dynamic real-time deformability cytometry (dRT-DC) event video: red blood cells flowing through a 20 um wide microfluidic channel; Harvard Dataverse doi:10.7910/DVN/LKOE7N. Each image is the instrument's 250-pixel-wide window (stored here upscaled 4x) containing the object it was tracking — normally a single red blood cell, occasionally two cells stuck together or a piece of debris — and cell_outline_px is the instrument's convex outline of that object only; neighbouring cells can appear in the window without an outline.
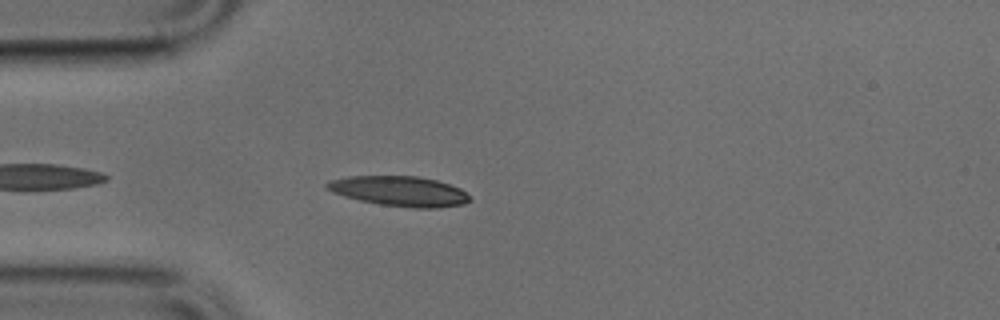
{"species": "common noctule bat (a hibernating species)", "species_latin": "Nyctalus noctula", "temperature_condition": "cold", "stored_images_in_passage": 27, "camera_frame_rate_fps": 3000, "um_per_image_px": 0.085, "animal": {"sex": "male", "body_mass_g": 17.9, "forearm_length_mm": 54.2}, "frame": {"image": 1, "passage_image": 4, "time_ms": 1.0, "image_size_px": [1000, 320], "cell_outline_px": [[472, 200], [464, 204], [440, 208], [412, 208], [380, 204], [360, 200], [344, 196], [332, 192], [324, 188], [324, 184], [328, 180], [348, 176], [416, 176], [436, 180], [460, 188]], "centroid_in_image_um": [33.92, 16.25], "position_along_channel_um": 51.1, "area_um2": 25.09}}
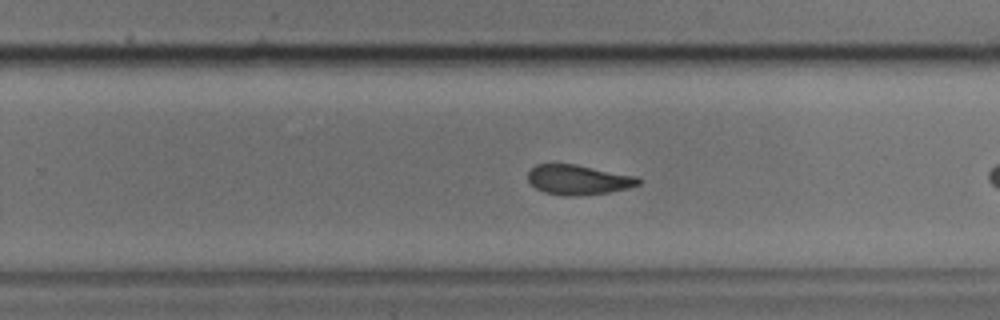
{"frame": {"image": 2, "passage_image": 19, "time_ms": 6.0, "image_size_px": [1000, 320], "cell_outline_px": [[644, 180], [640, 184], [628, 188], [608, 192], [580, 196], [564, 196], [544, 192], [536, 188], [528, 180], [528, 172], [536, 164], [576, 164], [636, 176]], "centroid_in_image_um": [49.18, 15.28], "position_along_channel_um": 280.6, "area_um2": 19.31}}
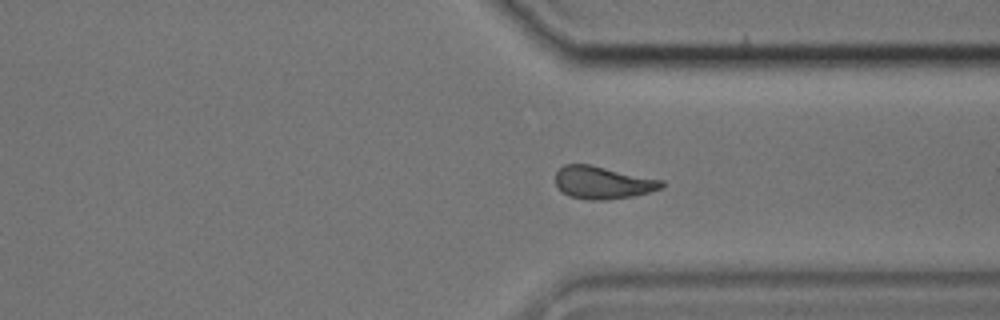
{"frame": {"image": 3, "passage_image": 25, "time_ms": 8.0, "image_size_px": [1000, 320], "cell_outline_px": [[664, 188], [632, 196], [604, 200], [588, 200], [568, 196], [560, 192], [556, 184], [556, 172], [564, 164], [588, 164], [664, 180]], "centroid_in_image_um": [51.22, 15.53], "position_along_channel_um": 360.2, "area_um2": 20.23}}